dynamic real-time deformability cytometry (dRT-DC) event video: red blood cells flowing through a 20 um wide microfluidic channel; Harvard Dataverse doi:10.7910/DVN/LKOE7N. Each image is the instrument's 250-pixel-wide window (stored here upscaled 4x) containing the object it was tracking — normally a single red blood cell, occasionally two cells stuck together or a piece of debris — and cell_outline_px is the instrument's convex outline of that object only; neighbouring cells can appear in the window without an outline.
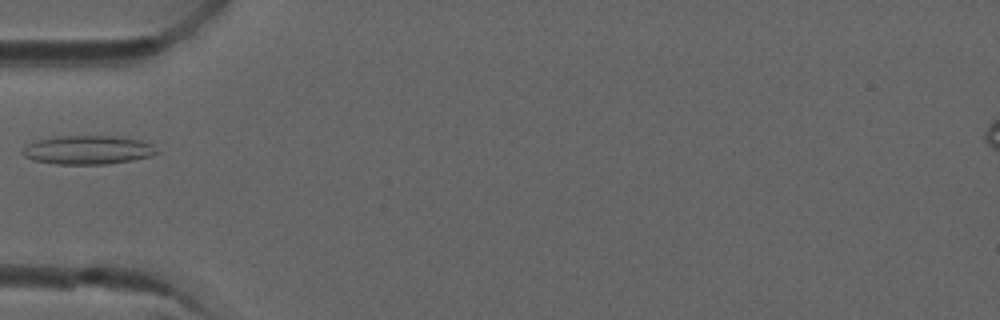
{"species": "common noctule bat (a hibernating species)", "species_latin": "Nyctalus noctula", "temperature_condition": "room temperature", "stored_images_in_passage": 6, "camera_frame_rate_fps": 3000, "um_per_image_px": 0.085, "animal": {"sex": "male", "forearm_length_mm": 52.5}, "frame": {"image": 1, "passage_image": 5, "time_ms": 1.333, "image_size_px": [1000, 320], "cell_outline_px": [[160, 152], [152, 156], [132, 160], [104, 164], [56, 164], [32, 160], [24, 156], [20, 152], [28, 144], [36, 140], [60, 136], [120, 136], [140, 140], [152, 144]], "centroid_in_image_um": [7.48, 12.74], "position_along_channel_um": 77.5, "area_um2": 22.6}}
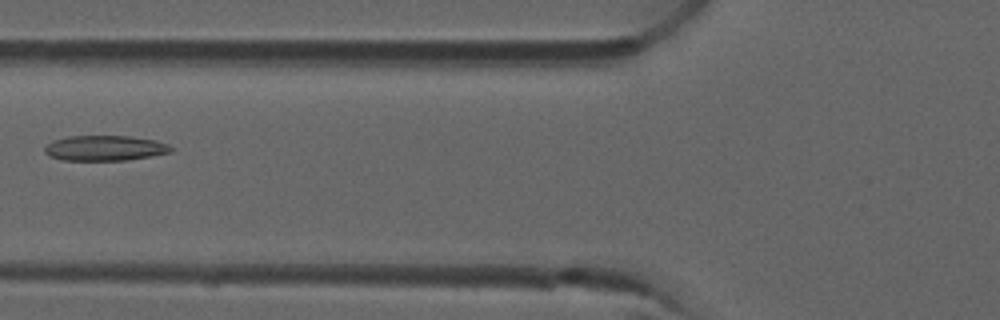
{"frame": {"image": 2, "passage_image": 6, "time_ms": 1.667, "image_size_px": [1000, 320], "cell_outline_px": [[172, 152], [152, 156], [128, 160], [64, 160], [48, 156], [44, 152], [44, 148], [52, 140], [68, 136], [132, 136], [156, 140], [168, 144], [172, 148]], "centroid_in_image_um": [8.92, 12.58], "position_along_channel_um": 116.9, "area_um2": 18.73}}